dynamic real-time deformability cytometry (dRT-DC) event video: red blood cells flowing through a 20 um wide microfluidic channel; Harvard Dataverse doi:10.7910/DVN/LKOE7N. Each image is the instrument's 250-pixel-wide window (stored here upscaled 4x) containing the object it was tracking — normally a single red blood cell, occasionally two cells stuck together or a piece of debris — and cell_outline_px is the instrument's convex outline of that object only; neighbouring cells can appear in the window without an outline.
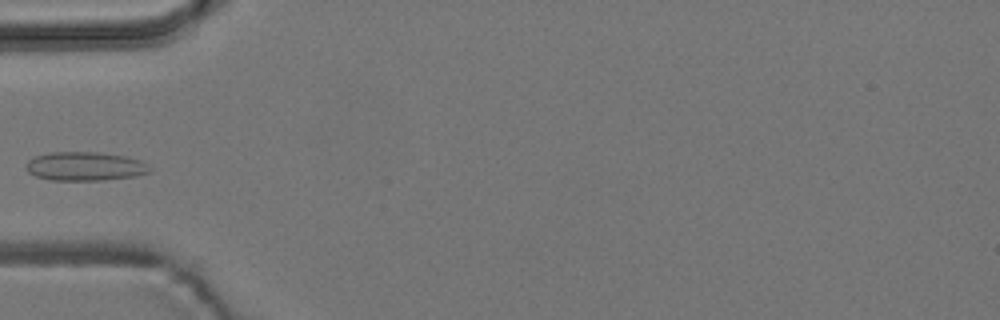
{"species": "common noctule bat (a hibernating species)", "species_latin": "Nyctalus noctula", "temperature_condition": "room temperature", "stored_images_in_passage": 4, "camera_frame_rate_fps": 3000, "um_per_image_px": 0.085, "animal": {"sex": "male", "body_mass_g": 19.2, "forearm_length_mm": 51.8}, "frame": {"image": 1, "passage_image": 4, "time_ms": 3.667, "image_size_px": [1000, 320], "cell_outline_px": [[152, 168], [148, 172], [136, 176], [104, 180], [48, 180], [36, 176], [28, 172], [24, 168], [24, 164], [28, 160], [36, 156], [52, 152], [96, 152], [124, 156], [140, 160], [148, 164]], "centroid_in_image_um": [7.2, 14.14], "position_along_channel_um": 77.8, "area_um2": 20.87}}